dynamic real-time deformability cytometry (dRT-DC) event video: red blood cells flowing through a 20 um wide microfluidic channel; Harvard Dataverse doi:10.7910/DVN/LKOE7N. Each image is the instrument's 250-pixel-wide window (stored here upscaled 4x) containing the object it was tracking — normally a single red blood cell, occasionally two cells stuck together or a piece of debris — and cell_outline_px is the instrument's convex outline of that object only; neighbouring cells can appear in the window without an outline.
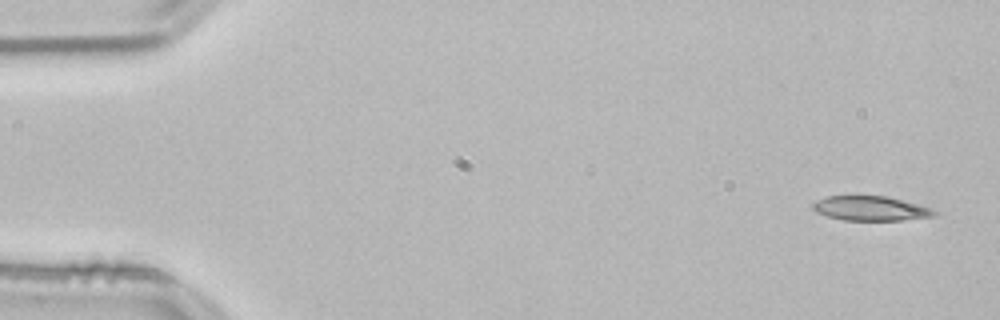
{"species": "common noctule bat (a hibernating species)", "species_latin": "Nyctalus noctula", "temperature_condition": "room temperature", "stored_images_in_passage": 52, "camera_frame_rate_fps": 3000, "um_per_image_px": 0.085, "animal": {"sex": "male", "body_mass_g": 21.5, "forearm_length_mm": 52.0}, "frame": {"image": 1, "passage_image": 1, "time_ms": 0.0, "image_size_px": [1000, 320], "cell_outline_px": [[940, 212], [936, 216], [900, 220], [844, 220], [828, 216], [816, 212], [812, 208], [812, 204], [816, 200], [828, 196], [856, 192], [888, 196], [932, 208]], "centroid_in_image_um": [73.98, 17.66], "position_along_channel_um": 11.0, "area_um2": 18.26}}
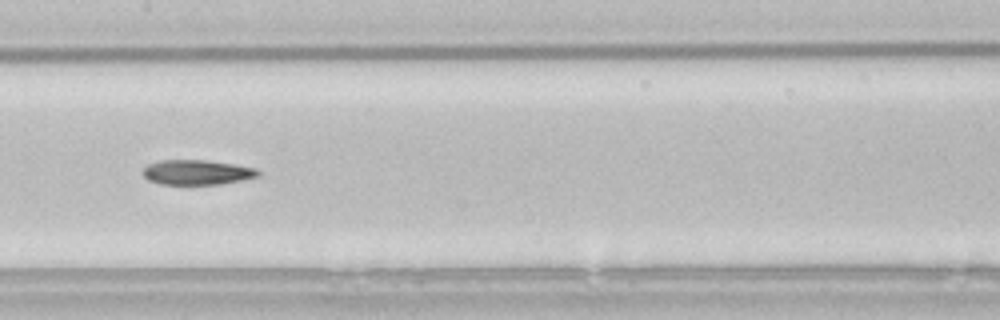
{"frame": {"image": 2, "passage_image": 25, "time_ms": 8.0, "image_size_px": [1000, 320], "cell_outline_px": [[260, 176], [220, 184], [160, 184], [148, 180], [144, 176], [144, 168], [148, 164], [160, 160], [204, 160], [236, 164], [256, 168], [260, 172]], "centroid_in_image_um": [16.76, 14.64], "position_along_channel_um": 190.6, "area_um2": 16.65}}
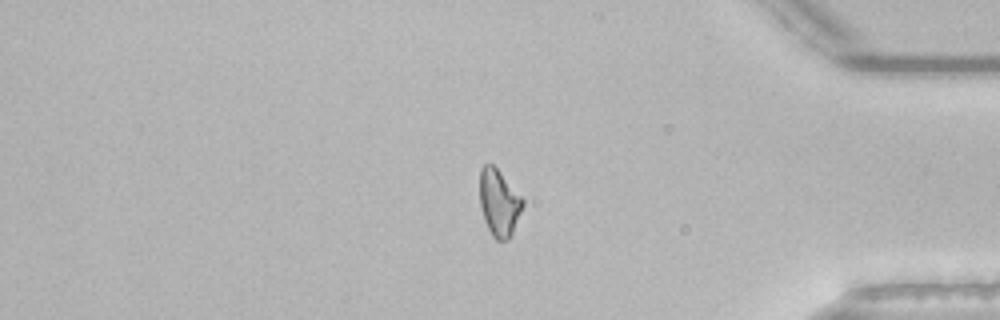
{"frame": {"image": 3, "passage_image": 43, "time_ms": 14.0, "image_size_px": [1000, 320], "cell_outline_px": [[524, 204], [512, 232], [508, 240], [496, 240], [492, 236], [484, 220], [480, 208], [480, 168], [484, 164], [492, 164], [524, 196]], "centroid_in_image_um": [42.42, 17.21], "position_along_channel_um": 392.8, "area_um2": 16.88}}